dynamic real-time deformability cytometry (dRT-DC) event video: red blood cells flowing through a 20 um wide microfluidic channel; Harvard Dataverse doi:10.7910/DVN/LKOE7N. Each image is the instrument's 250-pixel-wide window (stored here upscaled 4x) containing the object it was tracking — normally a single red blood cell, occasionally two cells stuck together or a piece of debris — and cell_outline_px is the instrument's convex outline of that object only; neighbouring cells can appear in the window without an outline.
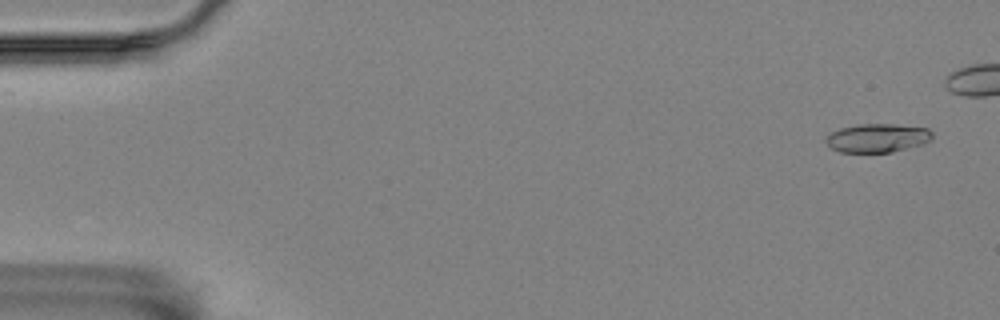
{"species": "Egyptian fruit bat (a non-hibernating species)", "species_latin": "Rousettus aegyptiacus", "temperature_condition": "room temperature", "stored_images_in_passage": 47, "camera_frame_rate_fps": 3000, "um_per_image_px": 0.085, "animal": {"sex": "female"}, "frame": {"image": 1, "passage_image": 3, "time_ms": 0.667, "image_size_px": [1000, 320], "cell_outline_px": [[932, 140], [920, 144], [892, 152], [840, 152], [832, 148], [824, 140], [824, 136], [840, 128], [860, 124], [892, 124], [928, 128], [932, 132]], "centroid_in_image_um": [74.55, 11.72], "position_along_channel_um": 10.4, "area_um2": 17.69}}
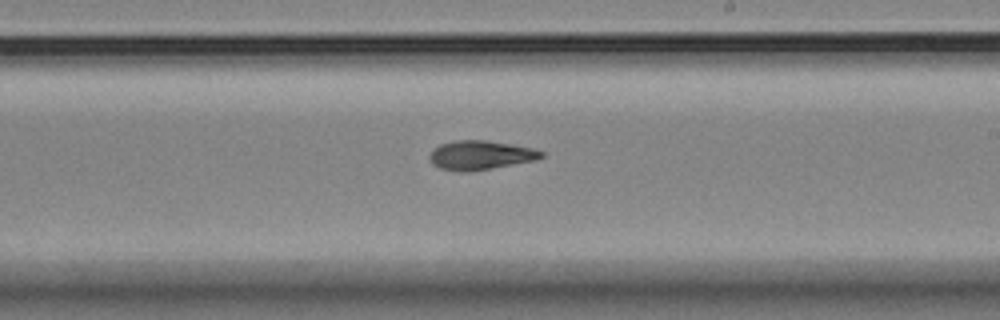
{"frame": {"image": 2, "passage_image": 34, "time_ms": 11.0, "image_size_px": [1000, 320], "cell_outline_px": [[544, 156], [536, 160], [492, 168], [464, 172], [460, 172], [440, 168], [432, 164], [428, 156], [440, 144], [452, 140], [484, 140], [512, 144], [532, 148], [544, 152]], "centroid_in_image_um": [40.84, 13.18], "position_along_channel_um": 248.2, "area_um2": 18.9}}
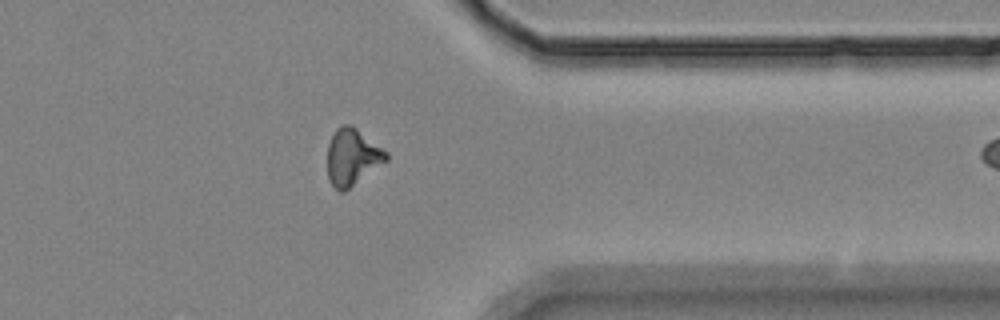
{"frame": {"image": 3, "passage_image": 46, "time_ms": 15.0, "image_size_px": [1000, 320], "cell_outline_px": [[388, 160], [344, 192], [340, 192], [332, 184], [328, 176], [328, 144], [336, 128], [344, 124], [348, 124], [356, 128], [388, 152]], "centroid_in_image_um": [29.95, 13.35], "position_along_channel_um": 381.4, "area_um2": 19.19}}